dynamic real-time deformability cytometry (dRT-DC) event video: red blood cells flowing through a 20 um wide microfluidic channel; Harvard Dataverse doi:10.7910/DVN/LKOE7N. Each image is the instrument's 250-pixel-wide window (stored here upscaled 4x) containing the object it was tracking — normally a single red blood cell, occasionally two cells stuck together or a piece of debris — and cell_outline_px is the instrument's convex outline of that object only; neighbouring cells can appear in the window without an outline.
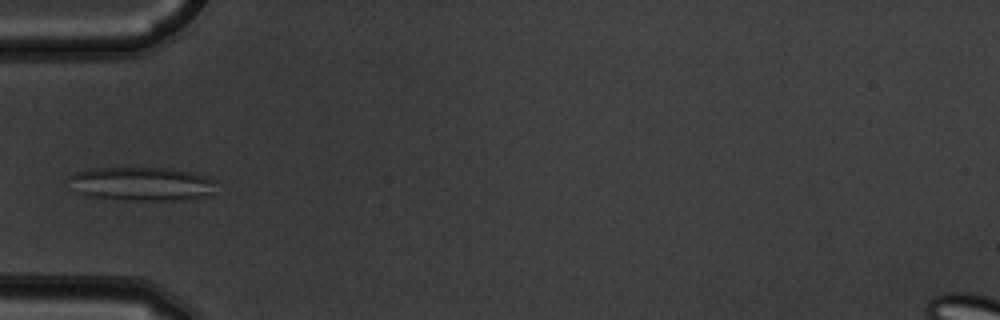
{"species": "common noctule bat (a hibernating species)", "species_latin": "Nyctalus noctula", "temperature_condition": "warm", "stored_images_in_passage": 6, "camera_frame_rate_fps": 3000, "um_per_image_px": 0.085, "animal": {"sex": "male", "body_mass_g": 19.5, "forearm_length_mm": 54.6}, "frame": {"image": 1, "passage_image": 5, "time_ms": 1.333, "image_size_px": [1000, 320], "cell_outline_px": [[216, 180], [212, 192], [204, 196], [172, 200], [124, 200], [92, 196], [76, 192], [64, 180], [68, 176], [76, 172], [88, 168], [128, 164], [172, 168], [192, 172]], "centroid_in_image_um": [11.91, 15.55], "position_along_channel_um": 73.1, "area_um2": 30.29}}
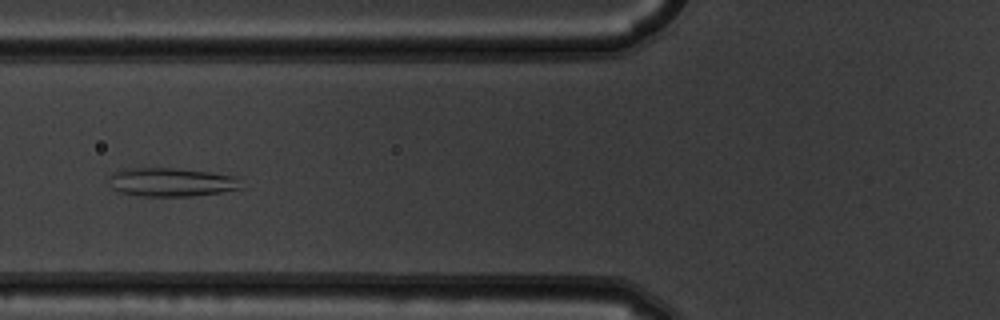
{"frame": {"image": 2, "passage_image": 6, "time_ms": 1.667, "image_size_px": [1000, 320], "cell_outline_px": [[240, 188], [220, 192], [192, 196], [140, 196], [120, 192], [112, 188], [112, 172], [124, 168], [172, 168], [208, 172], [236, 176]], "centroid_in_image_um": [14.53, 15.48], "position_along_channel_um": 111.3, "area_um2": 21.68}}